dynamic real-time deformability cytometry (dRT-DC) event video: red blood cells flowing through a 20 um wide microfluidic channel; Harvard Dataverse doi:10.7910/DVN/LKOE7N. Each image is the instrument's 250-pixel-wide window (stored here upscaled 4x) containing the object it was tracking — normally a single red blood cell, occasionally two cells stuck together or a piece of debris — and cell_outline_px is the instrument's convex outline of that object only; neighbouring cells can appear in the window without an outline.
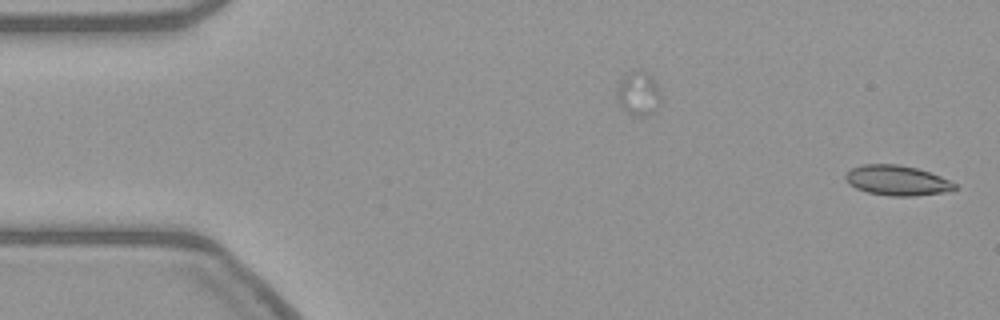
{"species": "common noctule bat (a hibernating species)", "species_latin": "Nyctalus noctula", "temperature_condition": "warm", "stored_images_in_passage": 4, "camera_frame_rate_fps": 3000, "um_per_image_px": 0.085, "animal": {"sex": "female", "body_mass_g": 21.9}, "frame": {"image": 1, "passage_image": 1, "time_ms": 0.0, "image_size_px": [1000, 320], "cell_outline_px": [[956, 188], [944, 192], [916, 196], [892, 196], [868, 192], [856, 188], [848, 184], [844, 180], [844, 176], [852, 168], [864, 164], [896, 164], [916, 168], [940, 176], [956, 184]], "centroid_in_image_um": [76.21, 15.34], "position_along_channel_um": 8.8, "area_um2": 18.96}}